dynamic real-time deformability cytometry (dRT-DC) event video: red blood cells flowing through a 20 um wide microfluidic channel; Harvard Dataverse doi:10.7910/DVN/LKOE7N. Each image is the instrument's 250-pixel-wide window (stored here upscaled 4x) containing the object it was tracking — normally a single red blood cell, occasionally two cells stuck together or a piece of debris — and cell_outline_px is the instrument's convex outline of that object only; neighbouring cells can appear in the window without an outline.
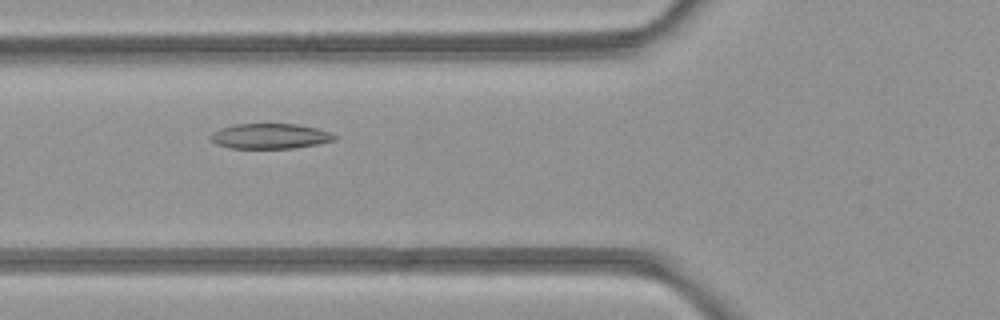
{"species": "common noctule bat (a hibernating species)", "species_latin": "Nyctalus noctula", "temperature_condition": "room temperature", "stored_images_in_passage": 5, "camera_frame_rate_fps": 3000, "um_per_image_px": 0.085, "animal": {"sex": "female", "body_mass_g": 21.9}, "frame": {"image": 1, "passage_image": 5, "time_ms": 4.667, "image_size_px": [1000, 320], "cell_outline_px": [[340, 136], [336, 140], [316, 144], [292, 148], [232, 148], [216, 144], [208, 136], [212, 132], [220, 128], [236, 124], [296, 124], [316, 128]], "centroid_in_image_um": [22.95, 11.57], "position_along_channel_um": 102.9, "area_um2": 18.15}}